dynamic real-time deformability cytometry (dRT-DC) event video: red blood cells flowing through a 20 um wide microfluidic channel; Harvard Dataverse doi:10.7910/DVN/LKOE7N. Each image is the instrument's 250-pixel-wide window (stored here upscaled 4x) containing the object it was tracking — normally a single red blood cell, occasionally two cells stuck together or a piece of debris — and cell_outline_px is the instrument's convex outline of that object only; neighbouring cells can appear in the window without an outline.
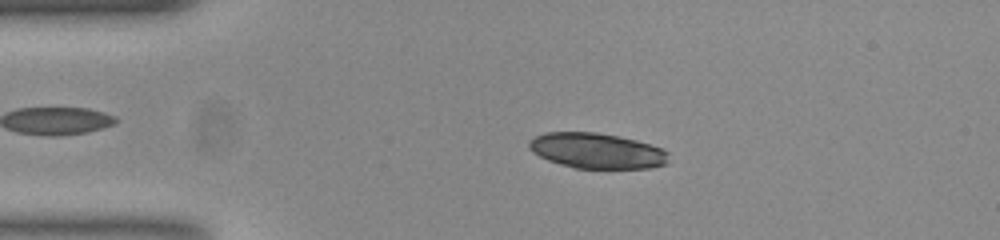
{"species": "common noctule bat (a hibernating species)", "species_latin": "Nyctalus noctula", "temperature_condition": "room temperature", "stored_images_in_passage": 52, "camera_frame_rate_fps": 3000, "um_per_image_px": 0.085, "animal": {"sex": "female", "body_mass_g": 23.0, "forearm_length_mm": 53.4}, "frame": {"image": 1, "passage_image": 10, "time_ms": 3.0, "image_size_px": [1000, 240], "cell_outline_px": [[668, 152], [664, 164], [652, 168], [576, 168], [560, 164], [548, 160], [532, 152], [528, 148], [528, 140], [544, 132], [596, 132], [620, 136], [636, 140], [664, 148]], "centroid_in_image_um": [50.7, 12.8], "position_along_channel_um": 34.3, "area_um2": 28.84}}